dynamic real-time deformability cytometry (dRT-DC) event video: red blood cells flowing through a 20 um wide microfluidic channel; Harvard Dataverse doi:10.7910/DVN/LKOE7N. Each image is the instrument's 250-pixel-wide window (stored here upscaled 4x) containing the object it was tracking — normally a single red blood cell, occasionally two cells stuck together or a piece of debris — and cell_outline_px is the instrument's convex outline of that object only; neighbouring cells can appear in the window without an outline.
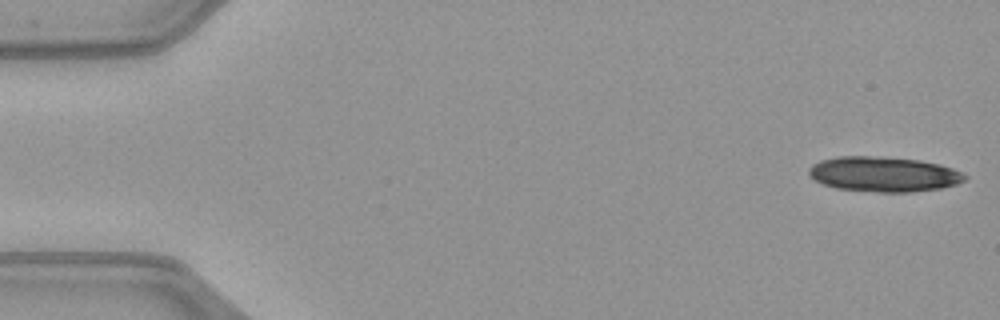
{"species": "common noctule bat (a hibernating species)", "species_latin": "Nyctalus noctula", "temperature_condition": "warm", "stored_images_in_passage": 13, "camera_frame_rate_fps": 3000, "um_per_image_px": 0.085, "animal": {"sex": "female", "body_mass_g": 21.9}, "frame": {"image": 1, "passage_image": 1, "time_ms": 0.0, "image_size_px": [1000, 320], "cell_outline_px": [[968, 176], [964, 180], [956, 184], [940, 188], [912, 192], [876, 192], [836, 188], [812, 180], [808, 176], [808, 168], [812, 164], [820, 160], [836, 156], [880, 156], [920, 160], [940, 164], [952, 168]], "centroid_in_image_um": [75.06, 14.8], "position_along_channel_um": 9.9, "area_um2": 32.14}}